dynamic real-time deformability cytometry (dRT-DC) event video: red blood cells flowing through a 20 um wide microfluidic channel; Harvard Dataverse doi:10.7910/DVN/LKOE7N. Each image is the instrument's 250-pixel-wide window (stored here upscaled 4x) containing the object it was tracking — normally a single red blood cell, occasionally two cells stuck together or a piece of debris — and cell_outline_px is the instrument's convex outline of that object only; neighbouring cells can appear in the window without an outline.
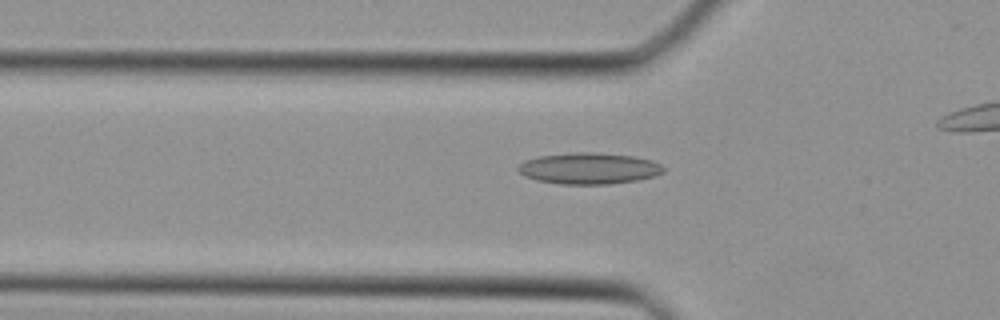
{"species": "Egyptian fruit bat (a non-hibernating species)", "species_latin": "Rousettus aegyptiacus", "temperature_condition": "cold", "stored_images_in_passage": 28, "camera_frame_rate_fps": 3000, "um_per_image_px": 0.085, "animal": {"sex": "female"}, "frame": {"image": 1, "passage_image": 9, "time_ms": 2.667, "image_size_px": [1000, 320], "cell_outline_px": [[664, 172], [656, 176], [636, 180], [608, 184], [560, 184], [536, 180], [524, 176], [516, 168], [524, 160], [536, 156], [572, 152], [592, 152], [632, 156], [652, 160], [660, 164], [664, 168]], "centroid_in_image_um": [50.03, 14.31], "position_along_channel_um": 75.8, "area_um2": 26.65}}
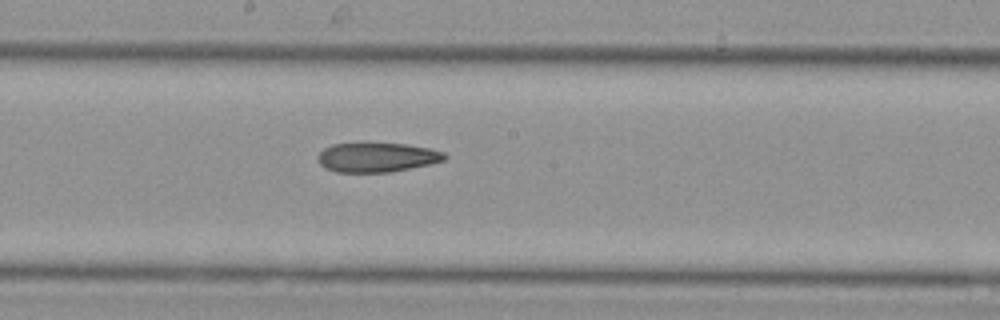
{"frame": {"image": 2, "passage_image": 17, "time_ms": 5.333, "image_size_px": [1000, 320], "cell_outline_px": [[448, 156], [444, 160], [428, 164], [388, 172], [336, 172], [324, 168], [320, 164], [316, 156], [324, 148], [332, 144], [404, 144], [432, 148], [444, 152]], "centroid_in_image_um": [32.02, 13.38], "position_along_channel_um": 216.2, "area_um2": 21.5}}
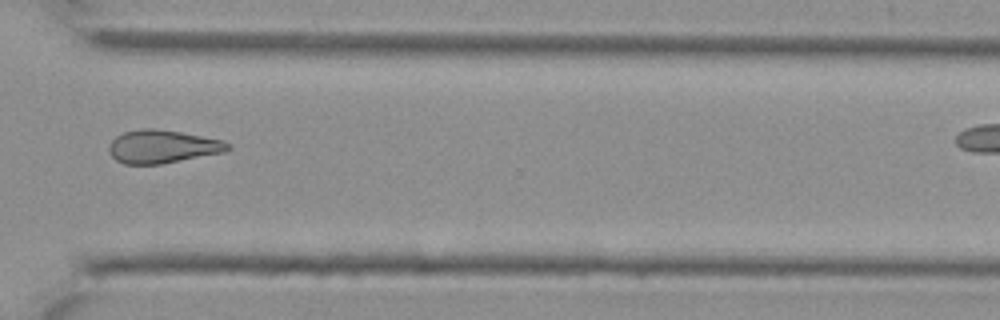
{"frame": {"image": 3, "passage_image": 25, "time_ms": 8.0, "image_size_px": [1000, 320], "cell_outline_px": [[232, 148], [224, 152], [160, 164], [124, 164], [116, 160], [108, 152], [108, 144], [116, 136], [124, 132], [144, 128], [152, 128], [180, 132], [224, 140], [232, 144]], "centroid_in_image_um": [13.81, 12.46], "position_along_channel_um": 356.8, "area_um2": 23.0}}